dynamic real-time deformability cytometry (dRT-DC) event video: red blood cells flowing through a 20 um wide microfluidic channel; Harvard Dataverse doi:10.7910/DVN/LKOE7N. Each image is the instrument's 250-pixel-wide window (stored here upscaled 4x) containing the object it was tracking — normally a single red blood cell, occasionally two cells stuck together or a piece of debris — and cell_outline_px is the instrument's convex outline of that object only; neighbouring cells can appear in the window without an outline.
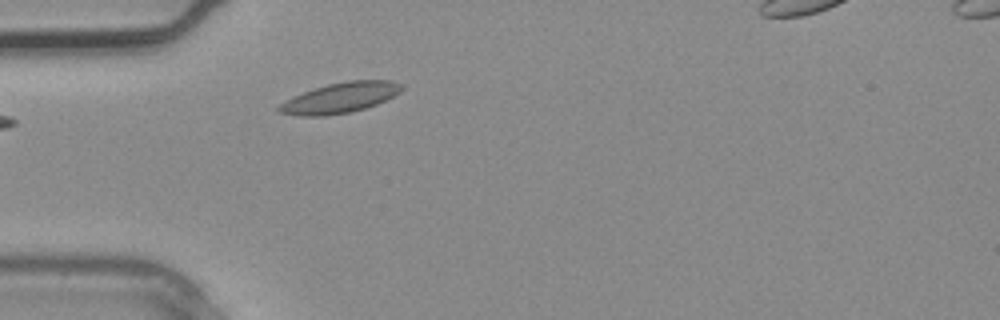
{"species": "common noctule bat (a hibernating species)", "species_latin": "Nyctalus noctula", "temperature_condition": "warm", "stored_images_in_passage": 2, "camera_frame_rate_fps": 3000, "um_per_image_px": 0.085, "animal": {"sex": "male", "body_mass_g": 20.4}, "frame": {"image": 1, "passage_image": 1, "time_ms": 0.0, "image_size_px": [1000, 320], "cell_outline_px": [[404, 88], [400, 92], [376, 104], [352, 112], [324, 116], [300, 116], [280, 112], [276, 108], [280, 104], [292, 96], [328, 84], [348, 80], [392, 80], [404, 84]], "centroid_in_image_um": [28.93, 8.3], "position_along_channel_um": 56.1, "area_um2": 21.62}}